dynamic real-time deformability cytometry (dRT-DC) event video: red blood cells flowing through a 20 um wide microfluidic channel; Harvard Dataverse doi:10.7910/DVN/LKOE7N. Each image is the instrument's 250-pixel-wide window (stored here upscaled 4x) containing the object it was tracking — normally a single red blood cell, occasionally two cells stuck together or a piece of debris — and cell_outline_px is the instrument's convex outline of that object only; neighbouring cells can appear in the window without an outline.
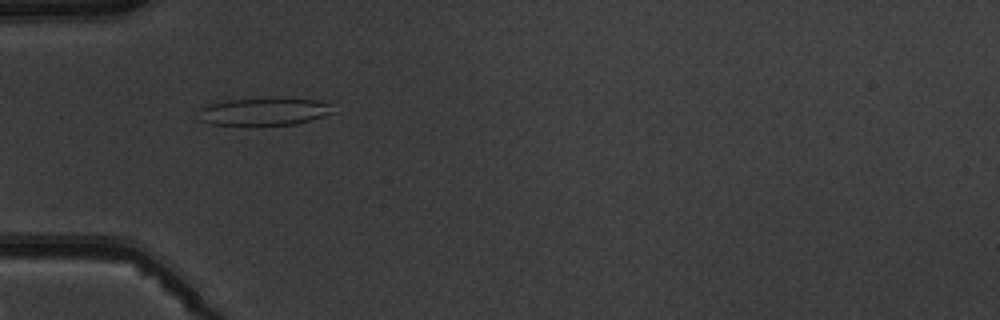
{"species": "common noctule bat (a hibernating species)", "species_latin": "Nyctalus noctula", "temperature_condition": "warm", "stored_images_in_passage": 5, "camera_frame_rate_fps": 3000, "um_per_image_px": 0.085, "animal": {"sex": "male", "body_mass_g": 19.5, "forearm_length_mm": 54.6}, "frame": {"image": 1, "passage_image": 3, "time_ms": 2.333, "image_size_px": [1000, 320], "cell_outline_px": [[332, 112], [296, 124], [252, 128], [212, 124], [200, 120], [200, 108], [208, 104], [228, 100], [272, 96], [316, 100], [328, 104]], "centroid_in_image_um": [22.35, 9.5], "position_along_channel_um": 62.7, "area_um2": 22.6}}
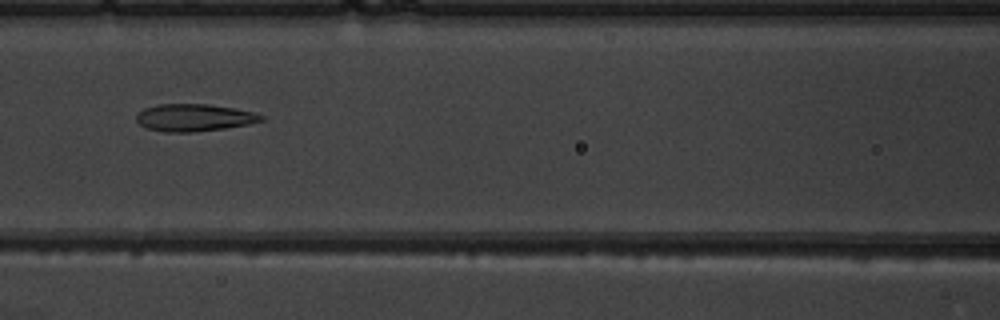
{"frame": {"image": 2, "passage_image": 5, "time_ms": 4.667, "image_size_px": [1000, 320], "cell_outline_px": [[264, 120], [248, 124], [224, 128], [192, 132], [164, 132], [148, 128], [140, 124], [136, 120], [136, 112], [144, 108], [160, 104], [208, 104], [232, 108], [252, 112], [264, 116]], "centroid_in_image_um": [16.46, 9.99], "position_along_channel_um": 150.1, "area_um2": 19.71}}